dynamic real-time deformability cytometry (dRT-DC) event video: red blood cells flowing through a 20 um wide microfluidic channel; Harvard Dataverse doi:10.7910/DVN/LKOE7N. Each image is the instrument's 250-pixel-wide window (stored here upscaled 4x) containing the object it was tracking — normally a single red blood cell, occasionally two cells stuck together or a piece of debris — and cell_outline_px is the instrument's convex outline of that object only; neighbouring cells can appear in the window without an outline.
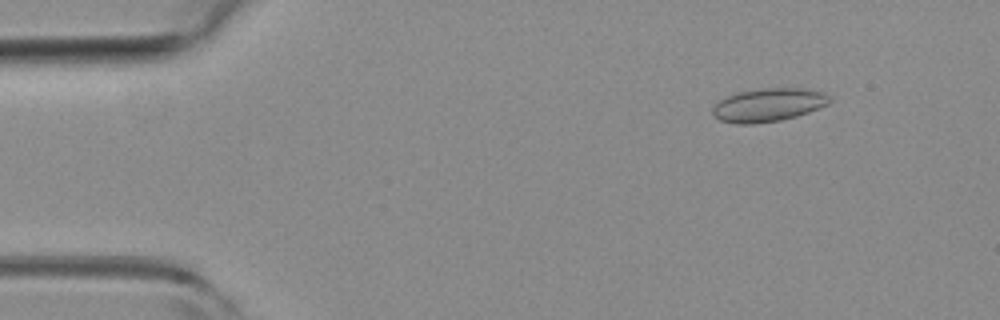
{"species": "common noctule bat (a hibernating species)", "species_latin": "Nyctalus noctula", "temperature_condition": "room temperature", "stored_images_in_passage": 52, "camera_frame_rate_fps": 3000, "um_per_image_px": 0.085, "animal": {"sex": "female", "body_mass_g": 19.3, "forearm_length_mm": 54.1}, "frame": {"image": 1, "passage_image": 6, "time_ms": 1.667, "image_size_px": [1000, 320], "cell_outline_px": [[832, 100], [828, 104], [808, 112], [796, 116], [780, 120], [752, 124], [736, 124], [720, 120], [712, 116], [712, 108], [720, 100], [728, 96], [740, 92], [760, 88], [800, 88], [824, 92]], "centroid_in_image_um": [65.3, 8.92], "position_along_channel_um": 19.7, "area_um2": 22.6}}
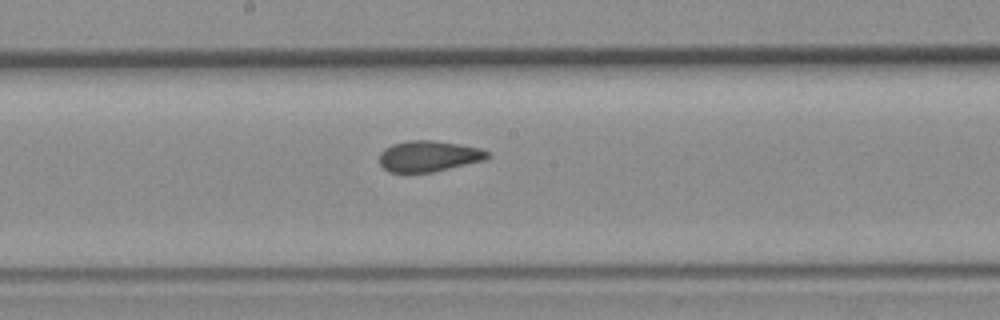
{"frame": {"image": 2, "passage_image": 27, "time_ms": 8.667, "image_size_px": [1000, 320], "cell_outline_px": [[488, 156], [484, 160], [432, 172], [388, 172], [380, 164], [380, 152], [384, 148], [392, 144], [408, 140], [432, 140], [460, 144], [480, 148], [488, 152]], "centroid_in_image_um": [36.4, 13.26], "position_along_channel_um": 211.8, "area_um2": 19.36}}
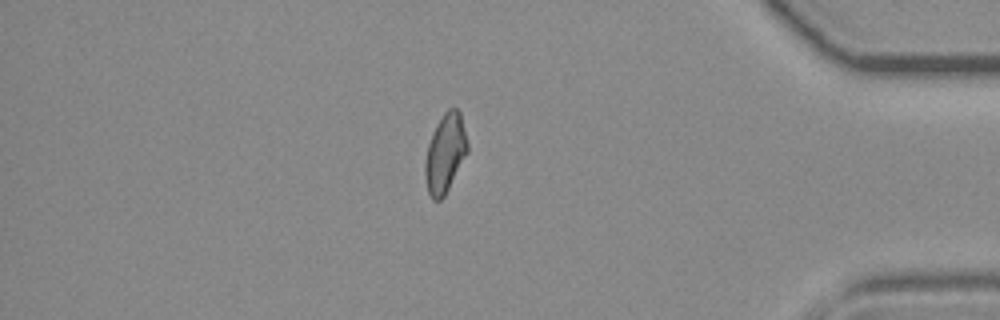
{"frame": {"image": 3, "passage_image": 44, "time_ms": 14.333, "image_size_px": [1000, 320], "cell_outline_px": [[468, 152], [444, 196], [440, 200], [432, 200], [428, 192], [424, 172], [424, 164], [428, 144], [432, 132], [436, 124], [444, 112], [448, 108], [456, 108], [460, 112], [468, 144]], "centroid_in_image_um": [37.83, 13.02], "position_along_channel_um": 397.4, "area_um2": 19.42}, "authors_computed_cell_mechanics": {"area_um2": 19.941, "velocity_mm_per_s": 3.9476, "shape_relaxation_time_tau1_ms": null, "shape_relaxation_time_tau2_ms": 1.7527, "deformation_change_tau1": null, "deformation_change_tau2": 0.0606}}